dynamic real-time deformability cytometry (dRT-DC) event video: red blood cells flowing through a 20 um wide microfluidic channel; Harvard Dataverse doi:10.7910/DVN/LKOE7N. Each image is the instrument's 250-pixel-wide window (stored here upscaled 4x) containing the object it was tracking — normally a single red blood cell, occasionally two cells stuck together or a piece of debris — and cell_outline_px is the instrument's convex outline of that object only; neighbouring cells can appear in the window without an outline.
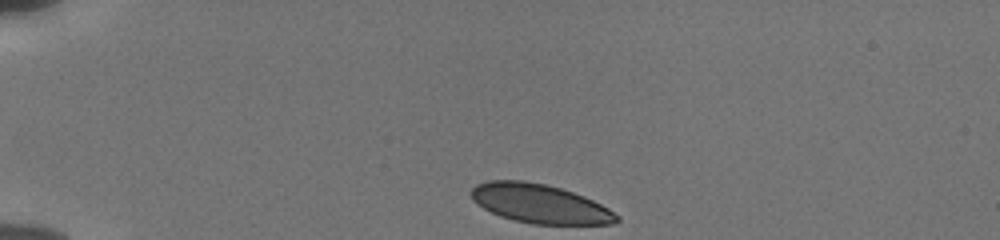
{"species": "human", "species_latin": "Homo sapiens", "temperature_condition": "cold", "stored_images_in_passage": 42, "camera_frame_rate_fps": 3000, "um_per_image_px": 0.085, "donor": {"sex": "male"}, "frame": {"image": 1, "passage_image": 1, "time_ms": 0.0, "image_size_px": [1000, 240], "cell_outline_px": [[620, 220], [616, 224], [532, 224], [512, 220], [500, 216], [476, 204], [472, 200], [472, 188], [476, 184], [488, 180], [524, 180], [544, 184], [560, 188], [584, 196], [608, 208], [620, 216]], "centroid_in_image_um": [45.89, 17.32], "position_along_channel_um": 39.1, "area_um2": 33.12}}
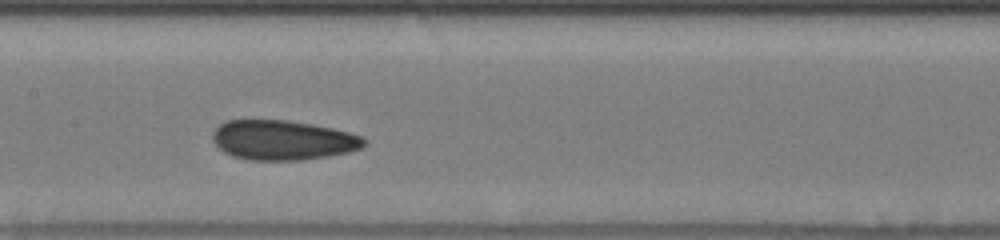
{"frame": {"image": 2, "passage_image": 17, "time_ms": 5.333, "image_size_px": [1000, 240], "cell_outline_px": [[368, 140], [360, 148], [348, 152], [328, 156], [304, 160], [252, 160], [232, 156], [224, 152], [212, 140], [212, 132], [220, 124], [228, 120], [288, 120], [312, 124], [332, 128], [348, 132], [360, 136]], "centroid_in_image_um": [24.03, 11.91], "position_along_channel_um": 183.4, "area_um2": 35.03}}
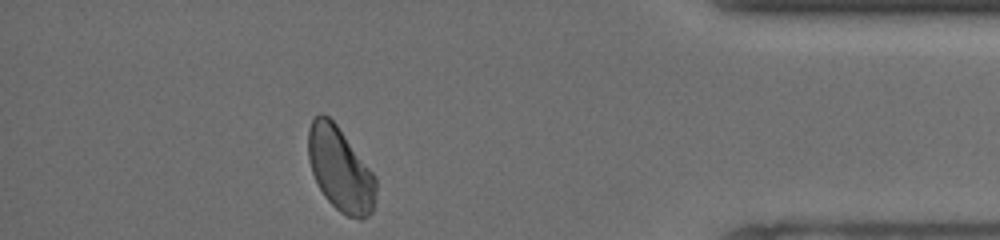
{"frame": {"image": 3, "passage_image": 37, "time_ms": 12.0, "image_size_px": [1000, 240], "cell_outline_px": [[376, 188], [372, 212], [368, 216], [360, 220], [348, 216], [340, 212], [324, 196], [312, 172], [308, 160], [308, 128], [312, 120], [320, 112], [328, 116], [336, 124], [376, 176]], "centroid_in_image_um": [28.91, 14.38], "position_along_channel_um": 406.3, "area_um2": 33.0}, "authors_computed_cell_mechanics": {"area_um2": 34.3332, "velocity_mm_per_s": 3.817, "shape_relaxation_time_tau1_ms": null, "shape_relaxation_time_tau2_ms": 1.5825, "deformation_change_tau1": null, "deformation_change_tau2": 0.0544}}